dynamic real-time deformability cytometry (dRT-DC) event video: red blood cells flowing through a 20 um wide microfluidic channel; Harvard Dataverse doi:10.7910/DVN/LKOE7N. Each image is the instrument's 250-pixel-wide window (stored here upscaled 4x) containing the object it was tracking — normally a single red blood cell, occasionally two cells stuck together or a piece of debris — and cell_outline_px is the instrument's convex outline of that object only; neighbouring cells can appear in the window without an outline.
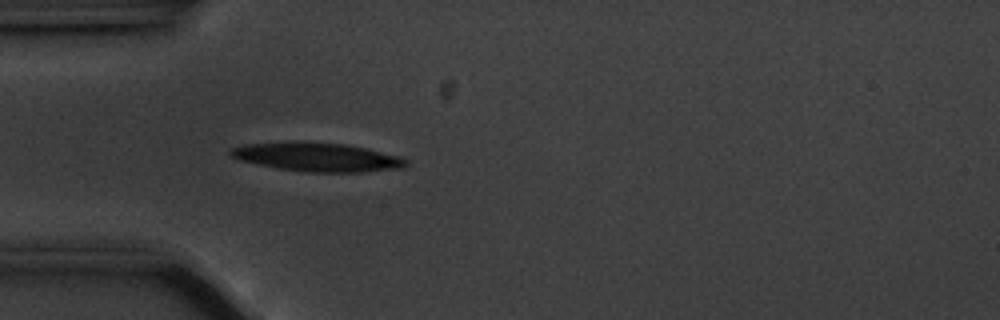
{"species": "common noctule bat (a hibernating species)", "species_latin": "Nyctalus noctula", "temperature_condition": "cold", "stored_images_in_passage": 50, "camera_frame_rate_fps": 3000, "um_per_image_px": 0.085, "animal": {"sex": "male", "body_mass_g": 20.1, "forearm_length_mm": 53.5}, "frame": {"image": 1, "passage_image": 15, "time_ms": 4.667, "image_size_px": [1000, 320], "cell_outline_px": [[408, 164], [404, 168], [364, 172], [308, 172], [280, 168], [240, 160], [232, 156], [228, 152], [232, 148], [244, 144], [288, 140], [296, 140], [344, 144], [364, 148], [400, 156], [408, 160]], "centroid_in_image_um": [26.97, 13.33], "position_along_channel_um": 58.0, "area_um2": 29.65}}
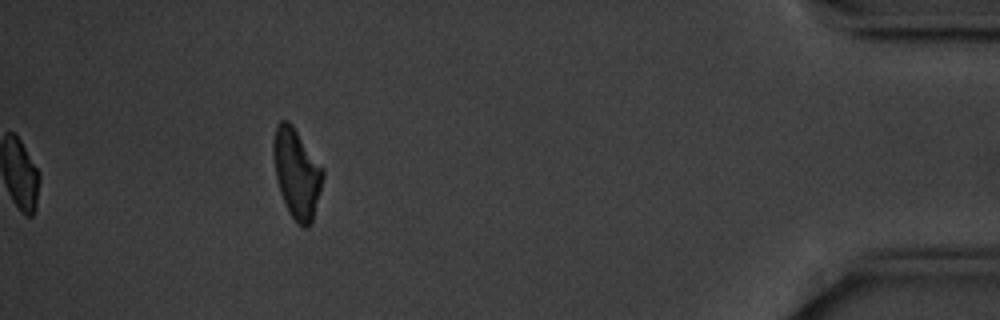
{"frame": {"image": 2, "passage_image": 50, "time_ms": 16.333, "image_size_px": [1000, 320], "cell_outline_px": [[324, 176], [312, 220], [308, 228], [304, 228], [288, 212], [280, 192], [276, 180], [272, 152], [272, 144], [276, 124], [280, 120], [288, 120], [292, 124], [324, 168]], "centroid_in_image_um": [25.2, 14.68], "position_along_channel_um": 410.0, "area_um2": 25.89}, "authors_computed_cell_mechanics": {"area_um2": 27.1371, "velocity_mm_per_s": 3.5318, "shape_relaxation_time_tau1_ms": 3.6848, "shape_relaxation_time_tau2_ms": null, "deformation_change_tau1": 0.1417, "deformation_change_tau2": null}}